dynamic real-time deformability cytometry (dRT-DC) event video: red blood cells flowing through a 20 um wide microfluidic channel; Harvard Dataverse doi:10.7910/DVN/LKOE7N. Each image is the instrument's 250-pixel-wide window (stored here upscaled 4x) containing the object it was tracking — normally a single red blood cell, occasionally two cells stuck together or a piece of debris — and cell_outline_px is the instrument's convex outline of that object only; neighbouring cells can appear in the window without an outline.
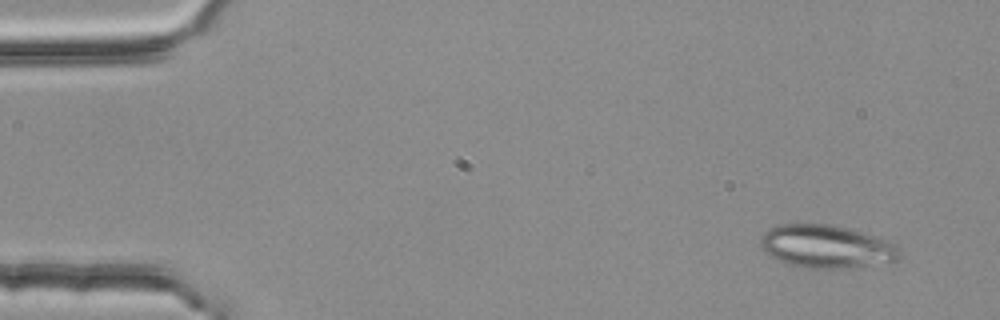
{"species": "common noctule bat (a hibernating species)", "species_latin": "Nyctalus noctula", "temperature_condition": "room temperature", "stored_images_in_passage": 5, "camera_frame_rate_fps": 3000, "um_per_image_px": 0.085, "animal": {"sex": "female", "body_mass_g": 25.1}, "frame": {"image": 1, "passage_image": 2, "time_ms": 0.333, "image_size_px": [1000, 320], "cell_outline_px": [[900, 256], [896, 260], [844, 268], [804, 268], [780, 260], [764, 252], [760, 244], [760, 240], [764, 232], [768, 228], [780, 224], [828, 224], [848, 228], [896, 244], [900, 248]], "centroid_in_image_um": [70.2, 20.94], "position_along_channel_um": 14.8, "area_um2": 34.28}}